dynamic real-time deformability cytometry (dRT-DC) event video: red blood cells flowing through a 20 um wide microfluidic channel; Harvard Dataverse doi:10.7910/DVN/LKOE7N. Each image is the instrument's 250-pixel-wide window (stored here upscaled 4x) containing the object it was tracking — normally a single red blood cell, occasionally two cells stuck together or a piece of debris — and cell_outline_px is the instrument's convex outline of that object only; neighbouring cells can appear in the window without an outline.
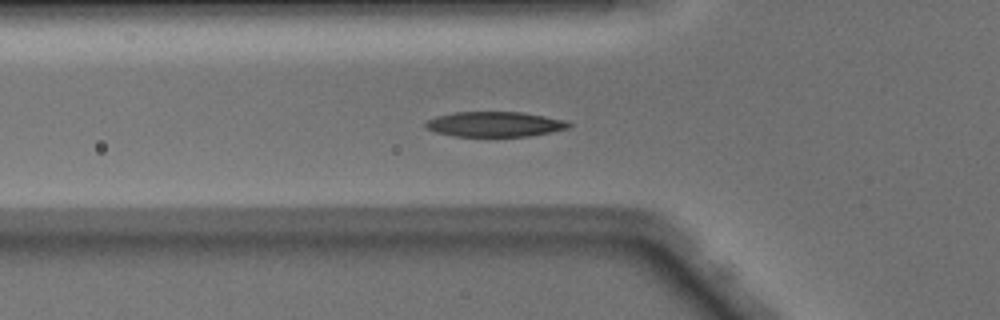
{"species": "Egyptian fruit bat (a non-hibernating species)", "species_latin": "Rousettus aegyptiacus", "temperature_condition": "warm", "stored_images_in_passage": 34, "camera_frame_rate_fps": 3000, "um_per_image_px": 0.085, "animal": {"sex": "male"}, "frame": {"image": 1, "passage_image": 2, "time_ms": 0.333, "image_size_px": [1000, 320], "cell_outline_px": [[572, 124], [568, 128], [552, 132], [528, 136], [452, 136], [436, 132], [428, 128], [424, 124], [428, 120], [436, 116], [452, 112], [520, 112], [544, 116], [564, 120]], "centroid_in_image_um": [42.05, 10.55], "position_along_channel_um": 83.8, "area_um2": 20.81}}
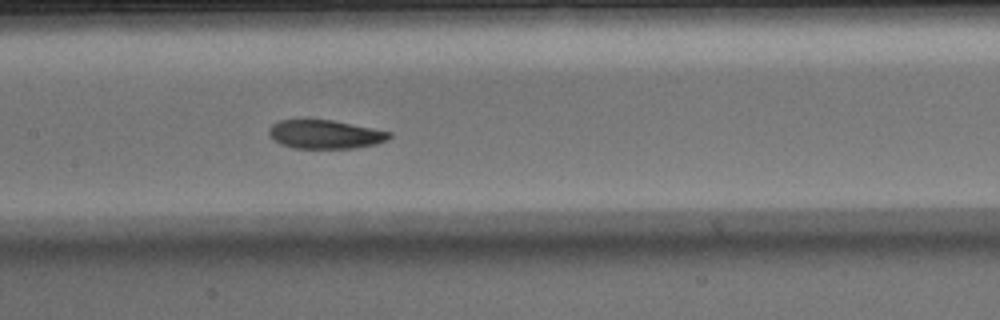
{"frame": {"image": 2, "passage_image": 9, "time_ms": 2.667, "image_size_px": [1000, 320], "cell_outline_px": [[392, 136], [388, 140], [376, 144], [352, 148], [292, 148], [280, 144], [272, 140], [268, 132], [268, 128], [272, 124], [280, 120], [332, 120], [392, 132]], "centroid_in_image_um": [27.62, 11.42], "position_along_channel_um": 179.8, "area_um2": 20.17}}
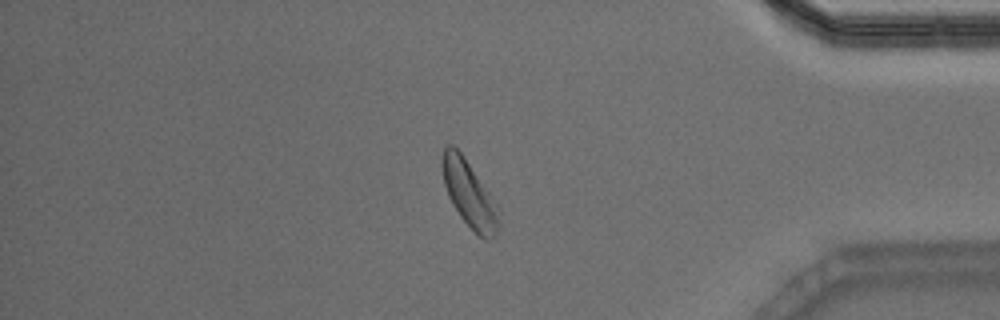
{"frame": {"image": 3, "passage_image": 27, "time_ms": 8.667, "image_size_px": [1000, 320], "cell_outline_px": [[496, 236], [492, 240], [484, 240], [460, 216], [452, 204], [448, 196], [444, 184], [440, 164], [440, 160], [444, 148], [448, 144], [452, 144], [464, 156], [492, 196], [496, 216]], "centroid_in_image_um": [39.8, 16.42], "position_along_channel_um": 395.4, "area_um2": 21.33}, "authors_computed_cell_mechanics": {"area_um2": 21.2993, "velocity_mm_per_s": 4.0749, "shape_relaxation_time_tau1_ms": 2.4309, "shape_relaxation_time_tau2_ms": 2.2202, "deformation_change_tau1": 0.1345, "deformation_change_tau2": 0.0768}}